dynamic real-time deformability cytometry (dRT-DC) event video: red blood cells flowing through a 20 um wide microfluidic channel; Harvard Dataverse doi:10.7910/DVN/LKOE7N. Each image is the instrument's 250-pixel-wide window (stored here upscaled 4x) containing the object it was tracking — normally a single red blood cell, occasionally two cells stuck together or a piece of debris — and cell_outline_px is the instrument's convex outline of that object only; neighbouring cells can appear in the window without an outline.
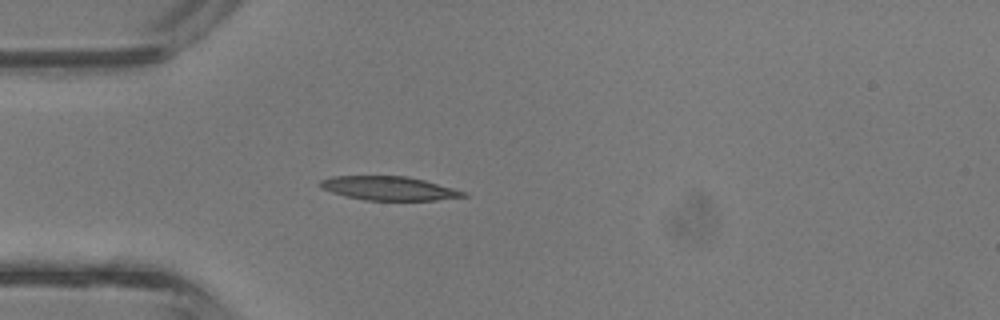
{"species": "common noctule bat (a hibernating species)", "species_latin": "Nyctalus noctula", "temperature_condition": "room temperature", "stored_images_in_passage": 3, "camera_frame_rate_fps": 3000, "um_per_image_px": 0.085, "animal": {"sex": "male", "body_mass_g": 13.3}, "frame": {"image": 1, "passage_image": 3, "time_ms": 0.667, "image_size_px": [1000, 320], "cell_outline_px": [[468, 196], [436, 200], [364, 200], [344, 196], [320, 188], [316, 184], [320, 180], [332, 176], [408, 176], [424, 180], [468, 192]], "centroid_in_image_um": [33.03, 16.0], "position_along_channel_um": 52.0, "area_um2": 20.06}}